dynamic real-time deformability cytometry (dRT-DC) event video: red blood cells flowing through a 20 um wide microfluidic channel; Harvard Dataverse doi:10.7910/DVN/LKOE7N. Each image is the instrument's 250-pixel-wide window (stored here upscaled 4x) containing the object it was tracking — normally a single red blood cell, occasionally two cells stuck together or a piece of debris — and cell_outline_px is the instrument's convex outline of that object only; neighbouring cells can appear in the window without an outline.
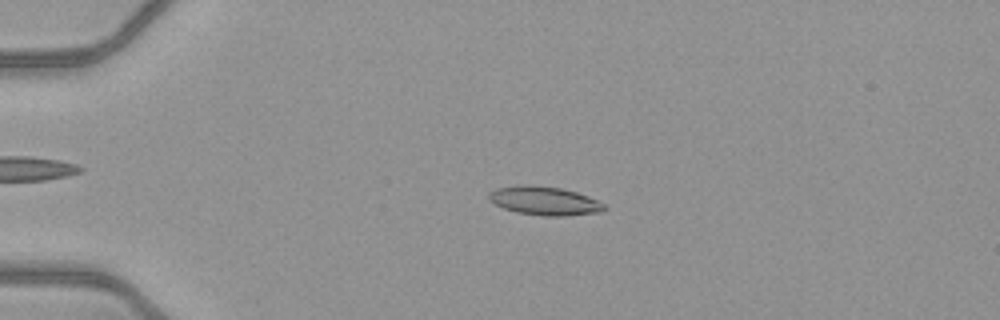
{"species": "common noctule bat (a hibernating species)", "species_latin": "Nyctalus noctula", "temperature_condition": "warm", "stored_images_in_passage": 52, "camera_frame_rate_fps": 3000, "um_per_image_px": 0.085, "animal": {"sex": "female", "body_mass_g": 21.9}, "frame": {"image": 1, "passage_image": 13, "time_ms": 4.0, "image_size_px": [1000, 320], "cell_outline_px": [[608, 208], [600, 212], [564, 216], [544, 216], [516, 212], [504, 208], [488, 200], [488, 192], [496, 188], [524, 184], [532, 184], [560, 188], [576, 192], [588, 196], [604, 204]], "centroid_in_image_um": [46.26, 17.06], "position_along_channel_um": 38.7, "area_um2": 19.36}}
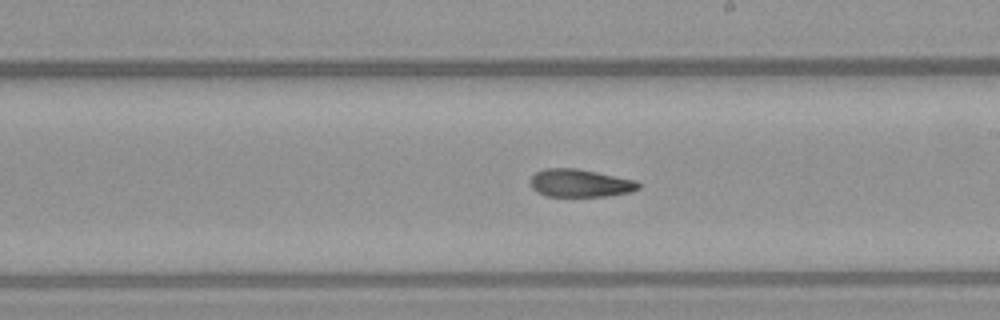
{"frame": {"image": 2, "passage_image": 31, "time_ms": 10.0, "image_size_px": [1000, 320], "cell_outline_px": [[640, 188], [632, 192], [608, 196], [544, 196], [536, 192], [532, 188], [528, 180], [536, 172], [544, 168], [576, 168], [636, 180], [640, 184]], "centroid_in_image_um": [49.28, 15.57], "position_along_channel_um": 239.7, "area_um2": 17.74}}
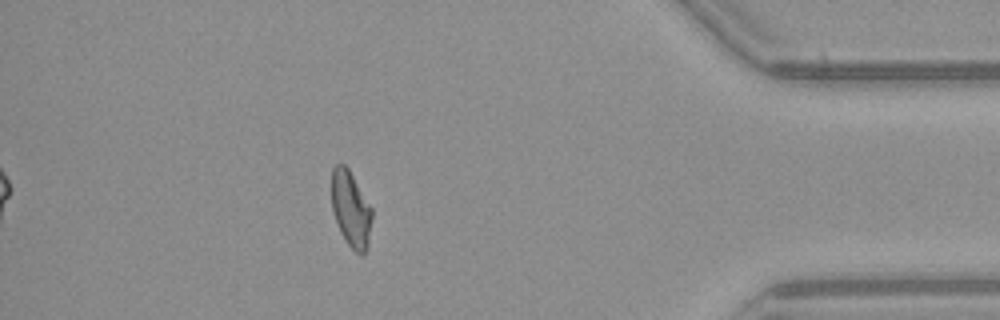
{"frame": {"image": 3, "passage_image": 46, "time_ms": 15.0, "image_size_px": [1000, 320], "cell_outline_px": [[372, 216], [368, 244], [364, 256], [360, 256], [344, 240], [340, 232], [332, 212], [332, 168], [336, 164], [344, 164], [348, 168], [372, 208]], "centroid_in_image_um": [29.82, 17.8], "position_along_channel_um": 405.4, "area_um2": 17.92}, "authors_computed_cell_mechanics": {"area_um2": 18.2648, "velocity_mm_per_s": 4.1067, "shape_relaxation_time_tau1_ms": null, "shape_relaxation_time_tau2_ms": 4.1582, "deformation_change_tau1": null, "deformation_change_tau2": 0.1227}}